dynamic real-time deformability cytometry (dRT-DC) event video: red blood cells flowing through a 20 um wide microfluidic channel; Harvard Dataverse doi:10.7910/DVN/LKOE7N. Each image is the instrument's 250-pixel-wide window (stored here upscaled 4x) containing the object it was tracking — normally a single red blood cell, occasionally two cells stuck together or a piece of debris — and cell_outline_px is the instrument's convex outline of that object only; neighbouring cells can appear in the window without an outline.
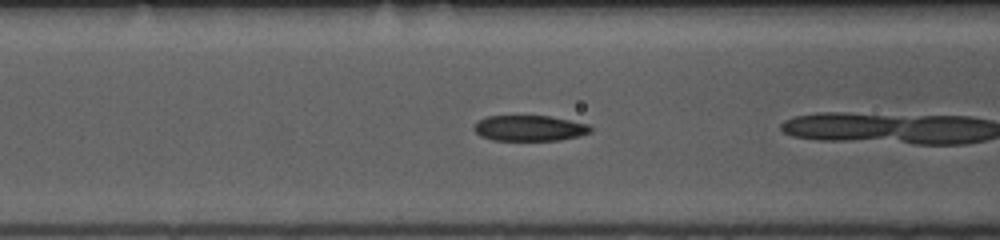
{"species": "common noctule bat (a hibernating species)", "species_latin": "Nyctalus noctula", "temperature_condition": "room temperature", "stored_images_in_passage": 6, "camera_frame_rate_fps": 3000, "um_per_image_px": 0.085, "animal": {"sex": "female", "body_mass_g": 10.0, "forearm_length_mm": 53.1}, "frame": {"image": 1, "passage_image": 5, "time_ms": 1.333, "image_size_px": [1000, 240], "cell_outline_px": [[592, 132], [580, 136], [560, 140], [492, 140], [480, 136], [472, 128], [480, 120], [488, 116], [548, 116], [588, 124], [592, 128]], "centroid_in_image_um": [45.02, 10.9], "position_along_channel_um": 121.6, "area_um2": 17.34}}